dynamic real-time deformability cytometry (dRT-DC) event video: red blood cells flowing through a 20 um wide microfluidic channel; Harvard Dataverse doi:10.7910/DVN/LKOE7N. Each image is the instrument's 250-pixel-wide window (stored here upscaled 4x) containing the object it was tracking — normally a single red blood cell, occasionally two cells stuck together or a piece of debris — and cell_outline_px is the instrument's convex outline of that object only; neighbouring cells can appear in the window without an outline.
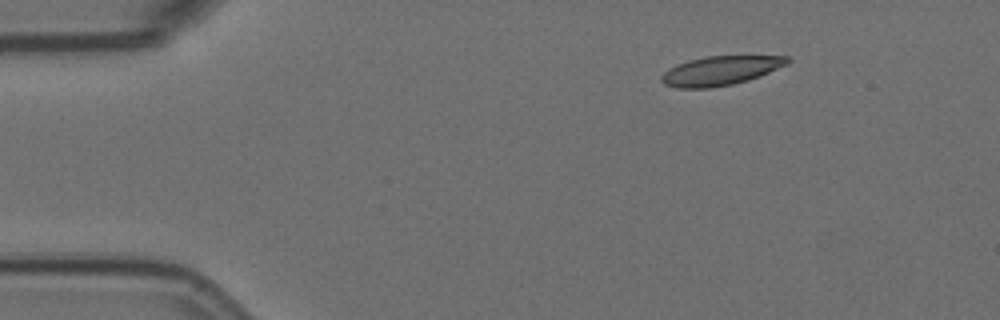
{"species": "Egyptian fruit bat (a non-hibernating species)", "species_latin": "Rousettus aegyptiacus", "temperature_condition": "room temperature", "stored_images_in_passage": 7, "camera_frame_rate_fps": 3000, "um_per_image_px": 0.085, "animal": {"sex": "female"}, "frame": {"image": 1, "passage_image": 1, "time_ms": 0.0, "image_size_px": [1000, 320], "cell_outline_px": [[792, 60], [788, 64], [760, 76], [748, 80], [732, 84], [712, 88], [676, 88], [664, 84], [660, 80], [660, 76], [668, 68], [676, 64], [688, 60], [708, 56], [788, 56]], "centroid_in_image_um": [61.22, 6.01], "position_along_channel_um": 23.8, "area_um2": 21.56}}
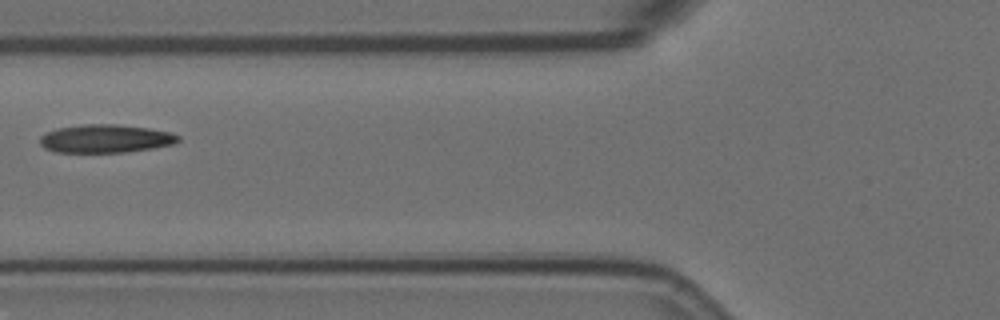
{"frame": {"image": 2, "passage_image": 5, "time_ms": 1.333, "image_size_px": [1000, 320], "cell_outline_px": [[180, 140], [172, 144], [152, 148], [128, 152], [56, 152], [44, 148], [40, 144], [40, 136], [44, 132], [56, 128], [84, 124], [116, 124], [148, 128], [172, 132], [180, 136]], "centroid_in_image_um": [8.95, 11.78], "position_along_channel_um": 116.9, "area_um2": 22.89}}
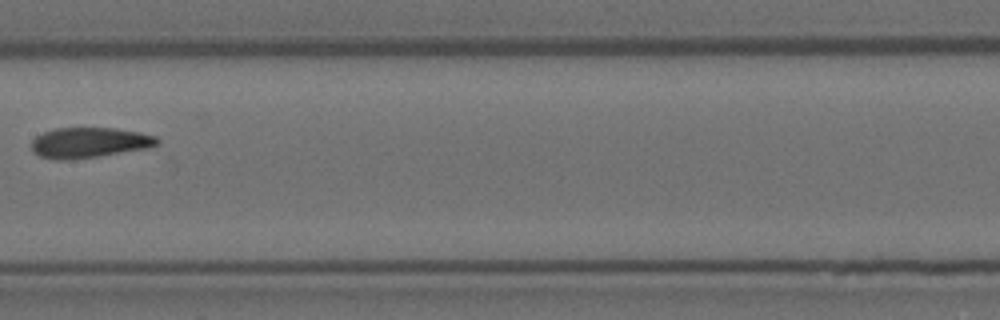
{"frame": {"image": 3, "passage_image": 7, "time_ms": 2.0, "image_size_px": [1000, 320], "cell_outline_px": [[160, 144], [148, 148], [96, 156], [68, 160], [56, 160], [40, 156], [32, 152], [32, 140], [36, 136], [44, 132], [56, 128], [112, 128], [140, 132], [156, 136], [160, 140]], "centroid_in_image_um": [7.59, 12.12], "position_along_channel_um": 199.8, "area_um2": 22.2}}